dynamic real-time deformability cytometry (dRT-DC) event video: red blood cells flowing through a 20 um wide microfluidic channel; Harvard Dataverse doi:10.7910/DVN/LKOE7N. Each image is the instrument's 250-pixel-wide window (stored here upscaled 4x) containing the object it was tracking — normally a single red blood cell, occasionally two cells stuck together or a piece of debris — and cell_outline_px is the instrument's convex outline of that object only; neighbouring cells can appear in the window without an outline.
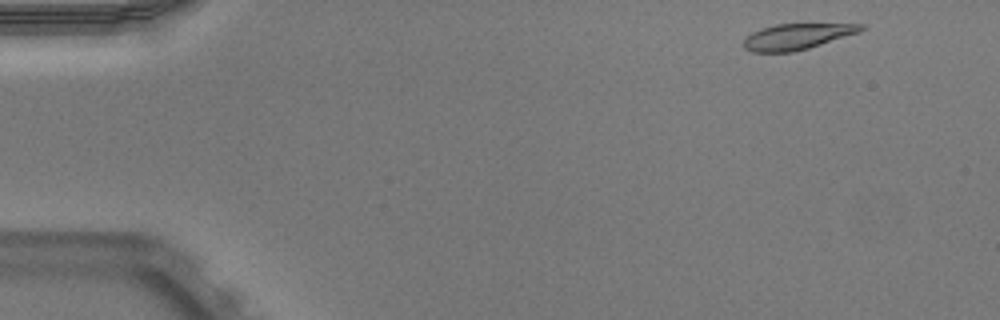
{"species": "Egyptian fruit bat (a non-hibernating species)", "species_latin": "Rousettus aegyptiacus", "temperature_condition": "warm", "stored_images_in_passage": 48, "camera_frame_rate_fps": 3000, "um_per_image_px": 0.085, "animal": {"sex": "male"}, "frame": {"image": 1, "passage_image": 1, "time_ms": 0.0, "image_size_px": [1000, 320], "cell_outline_px": [[864, 28], [860, 32], [808, 48], [792, 52], [752, 52], [744, 48], [744, 40], [752, 32], [760, 28], [776, 24], [864, 24]], "centroid_in_image_um": [67.73, 3.1], "position_along_channel_um": 17.3, "area_um2": 17.51}}
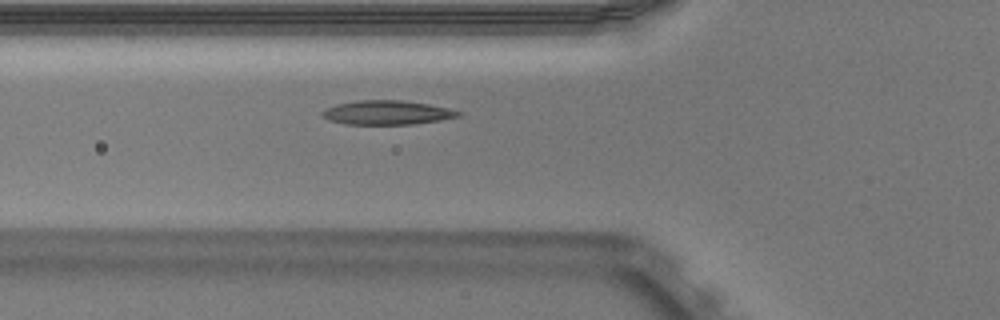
{"frame": {"image": 2, "passage_image": 15, "time_ms": 4.667, "image_size_px": [1000, 320], "cell_outline_px": [[464, 112], [460, 116], [440, 120], [412, 124], [344, 124], [328, 120], [320, 112], [324, 108], [336, 104], [360, 100], [400, 100], [428, 104], [448, 108]], "centroid_in_image_um": [32.88, 9.57], "position_along_channel_um": 92.9, "area_um2": 19.13}}
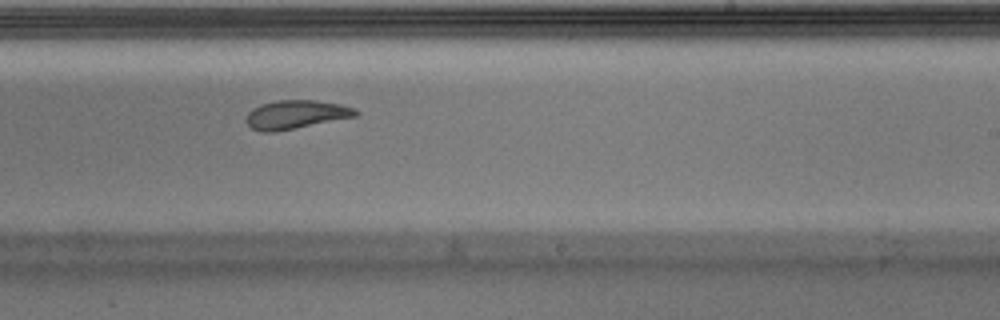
{"frame": {"image": 3, "passage_image": 28, "time_ms": 9.0, "image_size_px": [1000, 320], "cell_outline_px": [[360, 112], [356, 116], [276, 132], [260, 132], [252, 128], [244, 120], [248, 112], [252, 108], [260, 104], [276, 100], [316, 100], [340, 104], [352, 108]], "centroid_in_image_um": [25.09, 9.73], "position_along_channel_um": 263.9, "area_um2": 18.32}, "authors_computed_cell_mechanics": {"area_um2": 18.8428, "velocity_mm_per_s": 3.9356, "shape_relaxation_time_tau1_ms": null, "shape_relaxation_time_tau2_ms": 3.5053, "deformation_change_tau1": null, "deformation_change_tau2": 0.0804}}